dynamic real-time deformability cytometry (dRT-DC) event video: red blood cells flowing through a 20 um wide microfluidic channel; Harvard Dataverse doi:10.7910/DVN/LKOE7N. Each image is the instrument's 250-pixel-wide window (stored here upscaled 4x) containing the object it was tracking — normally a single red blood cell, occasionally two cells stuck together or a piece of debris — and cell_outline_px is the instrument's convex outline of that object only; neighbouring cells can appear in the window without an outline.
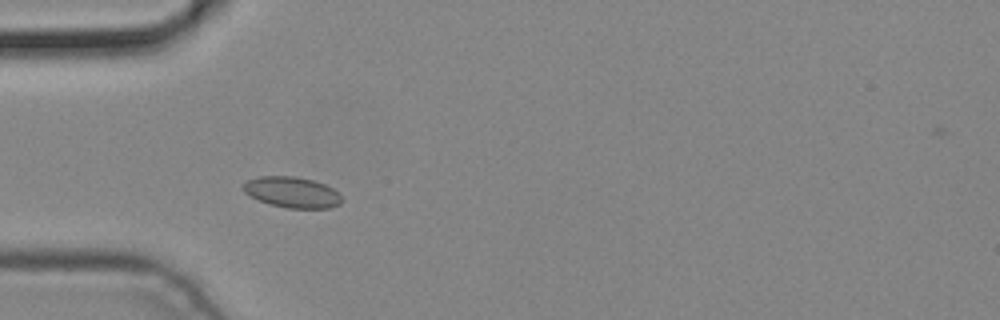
{"species": "common noctule bat (a hibernating species)", "species_latin": "Nyctalus noctula", "temperature_condition": "cold", "stored_images_in_passage": 5, "camera_frame_rate_fps": 3000, "um_per_image_px": 0.085, "animal": {"sex": "male", "body_mass_g": 19.2, "forearm_length_mm": 51.8}, "frame": {"image": 1, "passage_image": 3, "time_ms": 0.667, "image_size_px": [1000, 320], "cell_outline_px": [[344, 200], [340, 204], [328, 208], [288, 208], [268, 204], [244, 192], [244, 184], [248, 180], [260, 176], [296, 176], [312, 180], [324, 184], [332, 188]], "centroid_in_image_um": [24.85, 16.34], "position_along_channel_um": 60.2, "area_um2": 17.51}}
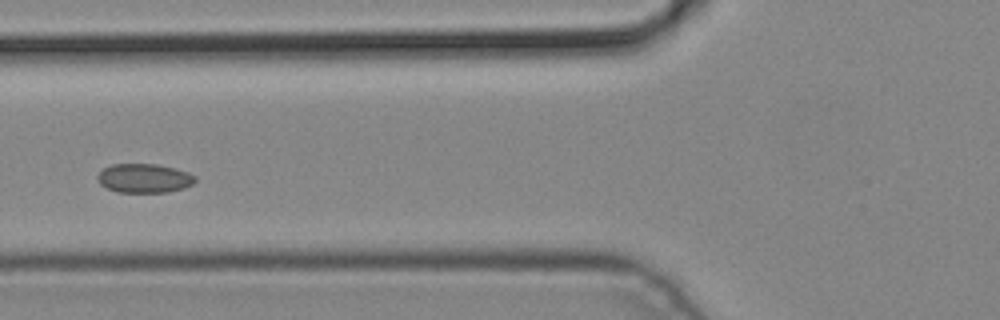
{"frame": {"image": 2, "passage_image": 4, "time_ms": 1.0, "image_size_px": [1000, 320], "cell_outline_px": [[196, 180], [192, 184], [184, 188], [168, 192], [116, 192], [100, 184], [96, 180], [96, 176], [104, 168], [112, 164], [156, 164], [176, 168], [188, 172], [196, 176]], "centroid_in_image_um": [12.26, 15.15], "position_along_channel_um": 113.5, "area_um2": 16.65}}
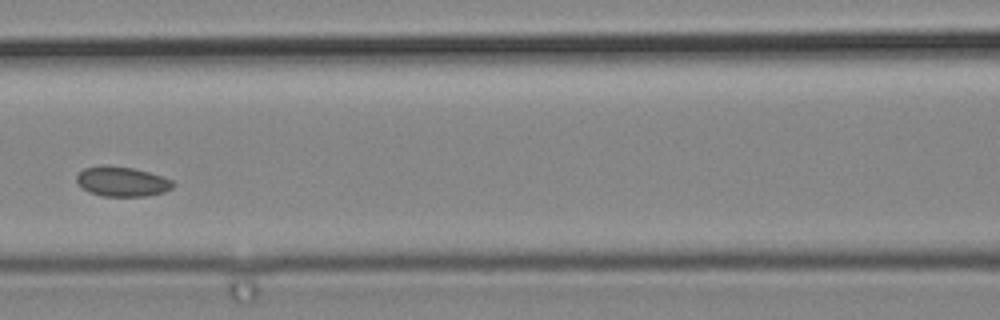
{"frame": {"image": 3, "passage_image": 5, "time_ms": 1.333, "image_size_px": [1000, 320], "cell_outline_px": [[172, 188], [164, 192], [148, 196], [104, 196], [88, 192], [76, 180], [76, 176], [84, 168], [108, 164], [132, 168], [148, 172], [172, 180]], "centroid_in_image_um": [10.35, 15.43], "position_along_channel_um": 156.2, "area_um2": 16.59}}